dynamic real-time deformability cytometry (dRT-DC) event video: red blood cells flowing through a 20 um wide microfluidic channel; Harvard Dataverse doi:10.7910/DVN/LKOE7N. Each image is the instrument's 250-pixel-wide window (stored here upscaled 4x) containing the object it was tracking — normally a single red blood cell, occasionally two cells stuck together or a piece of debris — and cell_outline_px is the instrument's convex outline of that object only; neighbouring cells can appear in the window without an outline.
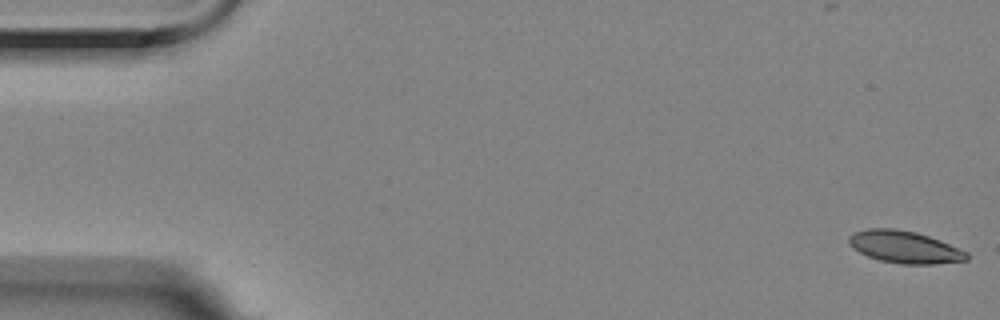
{"species": "Egyptian fruit bat (a non-hibernating species)", "species_latin": "Rousettus aegyptiacus", "temperature_condition": "room temperature", "stored_images_in_passage": 56, "camera_frame_rate_fps": 3000, "um_per_image_px": 0.085, "animal": {"sex": "female"}, "frame": {"image": 1, "passage_image": 1, "time_ms": 0.0, "image_size_px": [1000, 320], "cell_outline_px": [[968, 260], [932, 264], [900, 264], [880, 260], [868, 256], [852, 248], [848, 244], [848, 236], [856, 232], [868, 228], [892, 228], [916, 232], [940, 240], [968, 252]], "centroid_in_image_um": [76.88, 21.0], "position_along_channel_um": 8.1, "area_um2": 22.08}}
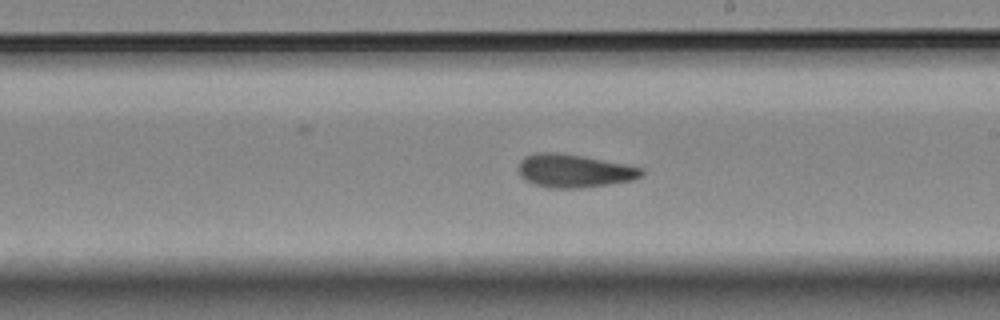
{"frame": {"image": 2, "passage_image": 32, "time_ms": 10.333, "image_size_px": [1000, 320], "cell_outline_px": [[644, 172], [640, 176], [632, 180], [608, 184], [580, 188], [548, 188], [532, 184], [524, 180], [520, 176], [520, 160], [524, 156], [536, 152], [556, 152], [584, 156], [644, 168]], "centroid_in_image_um": [48.76, 14.52], "position_along_channel_um": 240.2, "area_um2": 23.87}}
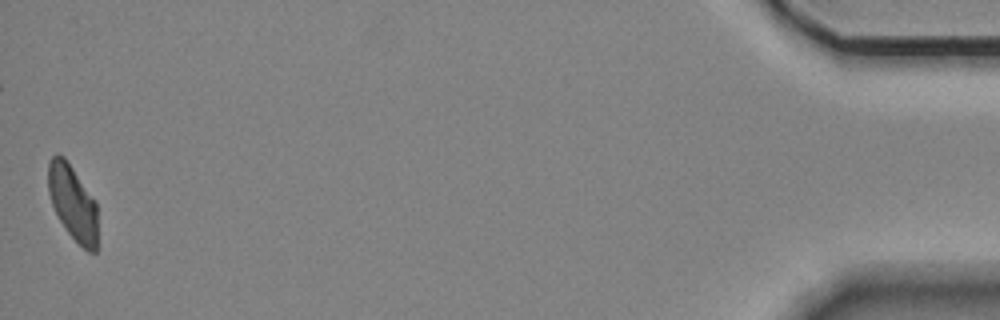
{"frame": {"image": 3, "passage_image": 56, "time_ms": 18.333, "image_size_px": [1000, 320], "cell_outline_px": [[96, 252], [88, 252], [68, 232], [60, 220], [52, 204], [48, 192], [48, 164], [52, 156], [56, 152], [64, 156], [96, 200]], "centroid_in_image_um": [6.17, 17.17], "position_along_channel_um": 429.0, "area_um2": 21.44}, "authors_computed_cell_mechanics": {"area_um2": 23.2645, "velocity_mm_per_s": 3.5146, "shape_relaxation_time_tau1_ms": 5.1775, "shape_relaxation_time_tau2_ms": 2.5203, "deformation_change_tau1": 0.1376, "deformation_change_tau2": 0.0879}}